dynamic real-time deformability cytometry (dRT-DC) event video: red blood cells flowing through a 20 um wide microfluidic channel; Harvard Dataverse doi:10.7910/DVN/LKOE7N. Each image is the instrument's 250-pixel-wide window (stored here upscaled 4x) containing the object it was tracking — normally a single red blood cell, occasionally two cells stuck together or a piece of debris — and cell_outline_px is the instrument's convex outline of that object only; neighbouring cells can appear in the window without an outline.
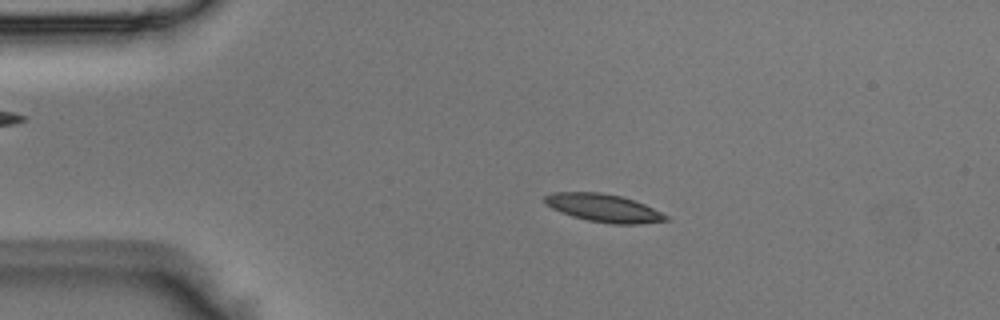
{"species": "Egyptian fruit bat (a non-hibernating species)", "species_latin": "Rousettus aegyptiacus", "temperature_condition": "room temperature", "stored_images_in_passage": 41, "camera_frame_rate_fps": 3000, "um_per_image_px": 0.085, "animal": {"sex": "male"}, "frame": {"image": 1, "passage_image": 1, "time_ms": 0.0, "image_size_px": [1000, 320], "cell_outline_px": [[668, 220], [640, 224], [612, 224], [588, 220], [572, 216], [560, 212], [544, 204], [544, 196], [552, 192], [600, 192], [620, 196], [644, 204], [668, 216]], "centroid_in_image_um": [51.26, 17.68], "position_along_channel_um": 33.7, "area_um2": 19.59}}
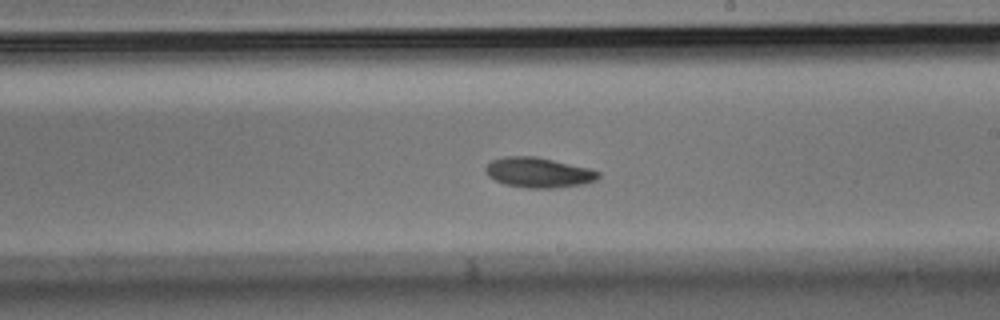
{"frame": {"image": 2, "passage_image": 20, "time_ms": 6.333, "image_size_px": [1000, 320], "cell_outline_px": [[600, 176], [596, 180], [584, 184], [556, 188], [528, 188], [504, 184], [488, 176], [484, 172], [484, 168], [492, 160], [504, 156], [536, 156], [588, 168], [600, 172]], "centroid_in_image_um": [45.76, 14.67], "position_along_channel_um": 243.2, "area_um2": 19.83}}
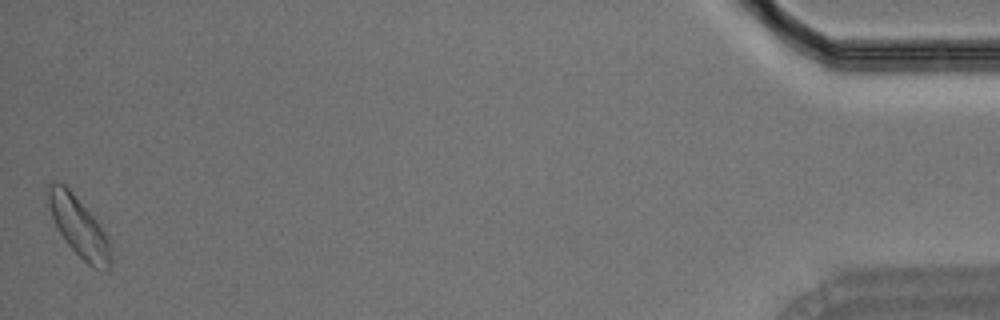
{"frame": {"image": 3, "passage_image": 41, "time_ms": 13.333, "image_size_px": [1000, 320], "cell_outline_px": [[112, 260], [108, 268], [92, 268], [68, 244], [60, 232], [52, 216], [44, 196], [44, 188], [56, 180], [64, 184], [72, 192], [96, 220], [104, 232], [108, 240], [112, 256]], "centroid_in_image_um": [6.64, 19.21], "position_along_channel_um": 428.6, "area_um2": 21.5}}